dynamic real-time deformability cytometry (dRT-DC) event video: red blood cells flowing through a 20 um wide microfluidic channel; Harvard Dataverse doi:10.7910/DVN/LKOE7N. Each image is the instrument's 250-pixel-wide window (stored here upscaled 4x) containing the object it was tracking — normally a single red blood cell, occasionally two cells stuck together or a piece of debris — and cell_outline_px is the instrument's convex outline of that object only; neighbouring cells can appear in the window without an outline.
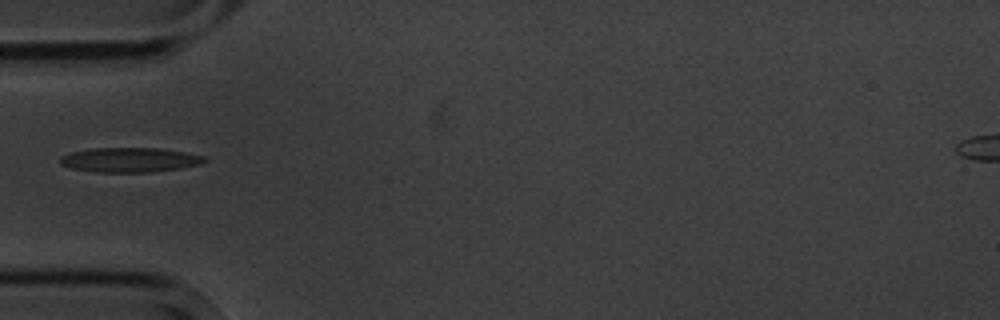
{"species": "common noctule bat (a hibernating species)", "species_latin": "Nyctalus noctula", "temperature_condition": "cold", "stored_images_in_passage": 1, "camera_frame_rate_fps": 3000, "um_per_image_px": 0.085, "animal": {"sex": "male", "body_mass_g": 20.1, "forearm_length_mm": 53.5}, "frame": {"image": 1, "passage_image": 1, "time_ms": 0.0, "image_size_px": [1000, 320], "cell_outline_px": [[208, 160], [200, 164], [180, 168], [152, 172], [92, 172], [72, 168], [60, 164], [60, 156], [72, 152], [92, 148], [160, 148], [184, 152], [204, 156]], "centroid_in_image_um": [11.02, 13.59], "position_along_channel_um": 74.0, "area_um2": 20.69}}